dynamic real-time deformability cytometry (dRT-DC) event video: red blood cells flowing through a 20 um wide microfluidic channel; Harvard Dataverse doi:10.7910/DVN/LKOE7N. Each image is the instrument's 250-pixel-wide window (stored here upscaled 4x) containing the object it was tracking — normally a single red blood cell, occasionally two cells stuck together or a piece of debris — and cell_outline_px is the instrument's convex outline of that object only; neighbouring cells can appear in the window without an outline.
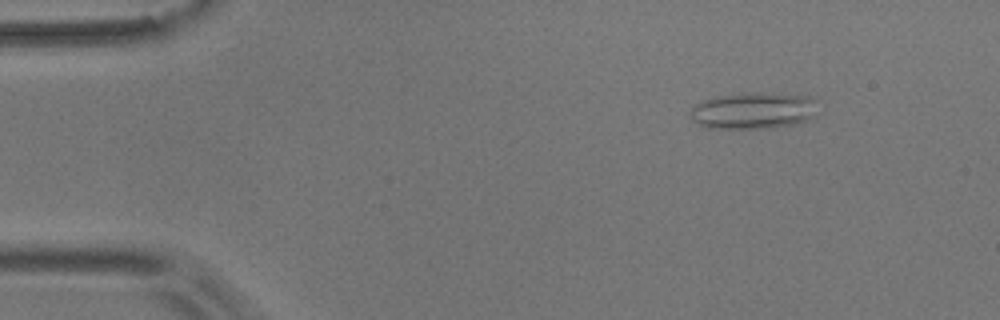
{"species": "common noctule bat (a hibernating species)", "species_latin": "Nyctalus noctula", "temperature_condition": "room temperature", "stored_images_in_passage": 24, "camera_frame_rate_fps": 3000, "um_per_image_px": 0.085, "animal": {"sex": "male", "body_mass_g": 17.9}, "frame": {"image": 1, "passage_image": 7, "time_ms": 2.0, "image_size_px": [1000, 320], "cell_outline_px": [[816, 100], [812, 116], [808, 120], [792, 124], [772, 128], [708, 128], [692, 120], [692, 108], [696, 104], [704, 100], [716, 96], [740, 92], [752, 92], [812, 96]], "centroid_in_image_um": [64.03, 9.39], "position_along_channel_um": 21.0, "area_um2": 27.05}}
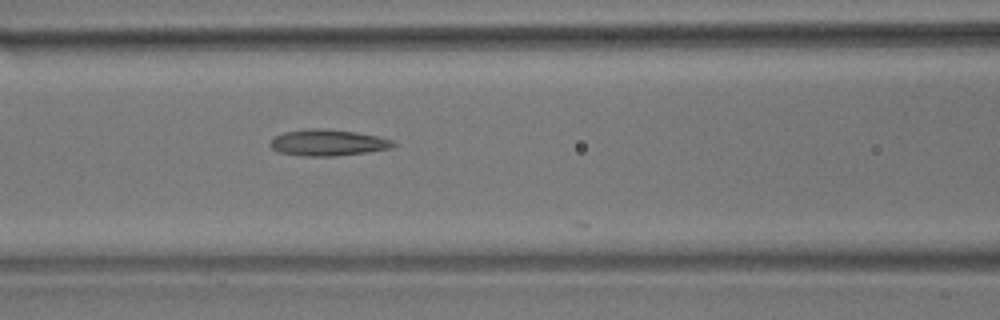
{"frame": {"image": 2, "passage_image": 23, "time_ms": 7.333, "image_size_px": [1000, 320], "cell_outline_px": [[396, 144], [388, 148], [368, 152], [336, 156], [304, 156], [280, 152], [272, 148], [268, 144], [276, 136], [284, 132], [312, 128], [324, 128], [356, 132], [376, 136], [392, 140]], "centroid_in_image_um": [27.85, 12.12], "position_along_channel_um": 138.8, "area_um2": 18.67}}